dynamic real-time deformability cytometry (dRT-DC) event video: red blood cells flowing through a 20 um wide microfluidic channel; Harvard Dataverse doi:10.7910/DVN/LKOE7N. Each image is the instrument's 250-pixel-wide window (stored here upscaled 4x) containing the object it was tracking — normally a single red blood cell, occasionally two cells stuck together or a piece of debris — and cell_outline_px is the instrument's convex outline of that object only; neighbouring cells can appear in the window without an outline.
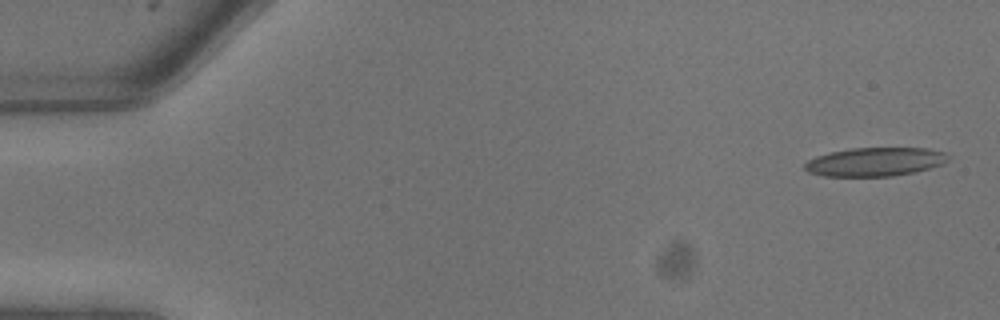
{"species": "common noctule bat (a hibernating species)", "species_latin": "Nyctalus noctula", "temperature_condition": "warm", "stored_images_in_passage": 8, "segment_of_instrument_passage": [1, 2], "camera_frame_rate_fps": 3000, "um_per_image_px": 0.085, "animal": {"sex": "male", "body_mass_g": 13.3}, "frame": {"image": 1, "passage_image": 1, "time_ms": 0.0, "image_size_px": [1000, 320], "cell_outline_px": [[948, 160], [940, 164], [916, 172], [892, 176], [824, 176], [808, 172], [804, 168], [804, 164], [808, 160], [816, 156], [832, 152], [852, 148], [928, 148], [944, 152], [948, 156]], "centroid_in_image_um": [74.36, 13.75], "position_along_channel_um": 10.6, "area_um2": 23.81}}
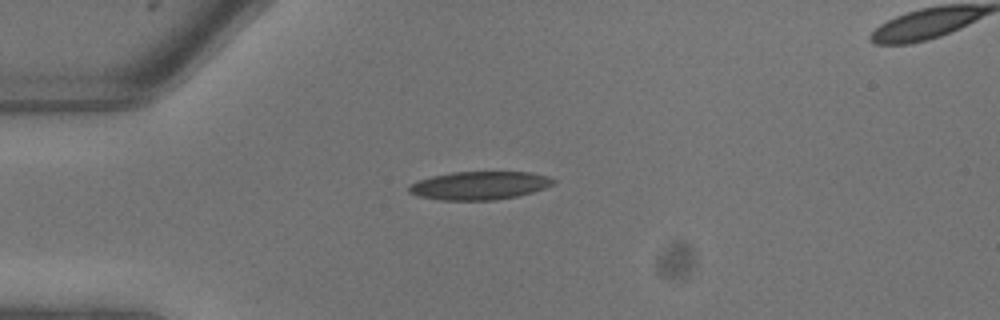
{"frame": {"image": 2, "passage_image": 6, "time_ms": 1.667, "image_size_px": [1000, 320], "cell_outline_px": [[556, 184], [532, 192], [516, 196], [496, 200], [440, 200], [416, 196], [408, 192], [408, 184], [416, 180], [432, 176], [452, 172], [532, 172], [548, 176], [556, 180]], "centroid_in_image_um": [40.72, 15.77], "position_along_channel_um": 44.3, "area_um2": 24.04}}